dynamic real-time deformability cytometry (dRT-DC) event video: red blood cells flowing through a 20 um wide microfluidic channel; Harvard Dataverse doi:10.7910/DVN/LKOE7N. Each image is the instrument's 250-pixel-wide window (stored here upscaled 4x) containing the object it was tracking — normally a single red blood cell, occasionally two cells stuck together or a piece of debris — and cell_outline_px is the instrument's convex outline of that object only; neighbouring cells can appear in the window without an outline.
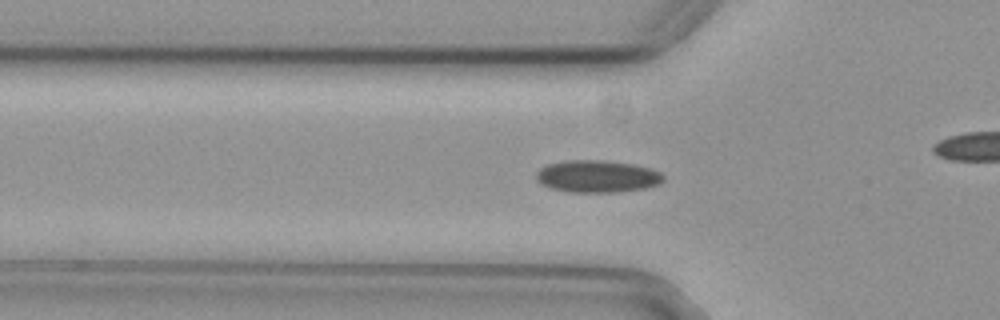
{"species": "common noctule bat (a hibernating species)", "species_latin": "Nyctalus noctula", "temperature_condition": "cold", "stored_images_in_passage": 43, "camera_frame_rate_fps": 3000, "um_per_image_px": 0.085, "animal": {"sex": "female", "body_mass_g": 29.2, "forearm_length_mm": 56.3}, "frame": {"image": 1, "passage_image": 17, "time_ms": 5.333, "image_size_px": [1000, 320], "cell_outline_px": [[664, 180], [660, 184], [644, 188], [616, 192], [568, 192], [552, 188], [540, 184], [536, 180], [536, 172], [540, 168], [548, 164], [564, 160], [600, 160], [632, 164], [648, 168], [660, 172], [664, 176]], "centroid_in_image_um": [50.73, 14.99], "position_along_channel_um": 75.1, "area_um2": 23.87}}
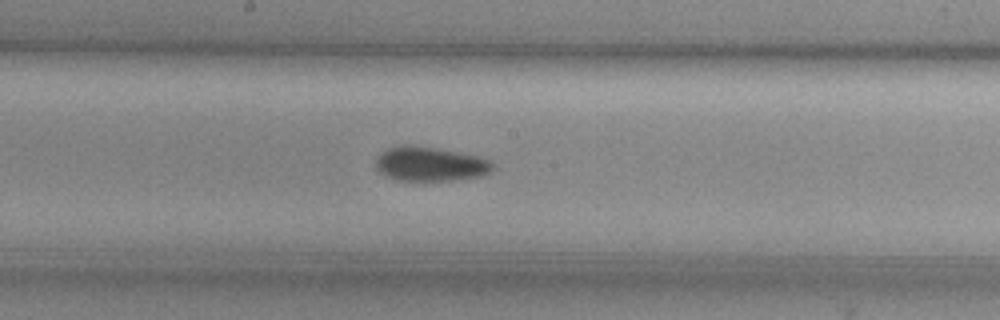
{"frame": {"image": 2, "passage_image": 28, "time_ms": 9.0, "image_size_px": [1000, 320], "cell_outline_px": [[496, 168], [484, 176], [456, 180], [396, 180], [384, 176], [376, 172], [376, 160], [380, 152], [388, 148], [404, 144], [408, 144], [436, 148], [480, 156], [492, 160]], "centroid_in_image_um": [36.58, 13.94], "position_along_channel_um": 211.6, "area_um2": 23.93}}
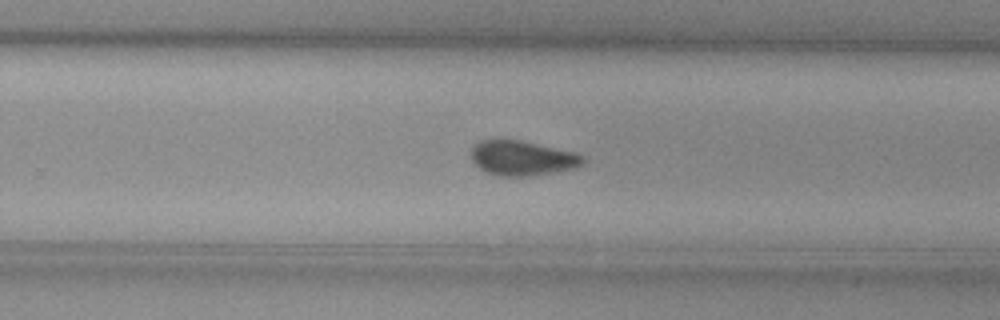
{"frame": {"image": 3, "passage_image": 34, "time_ms": 11.0, "image_size_px": [1000, 320], "cell_outline_px": [[584, 164], [576, 168], [532, 176], [496, 176], [484, 172], [472, 160], [472, 148], [480, 140], [520, 140], [576, 152], [584, 156]], "centroid_in_image_um": [44.42, 13.45], "position_along_channel_um": 285.4, "area_um2": 22.77}}